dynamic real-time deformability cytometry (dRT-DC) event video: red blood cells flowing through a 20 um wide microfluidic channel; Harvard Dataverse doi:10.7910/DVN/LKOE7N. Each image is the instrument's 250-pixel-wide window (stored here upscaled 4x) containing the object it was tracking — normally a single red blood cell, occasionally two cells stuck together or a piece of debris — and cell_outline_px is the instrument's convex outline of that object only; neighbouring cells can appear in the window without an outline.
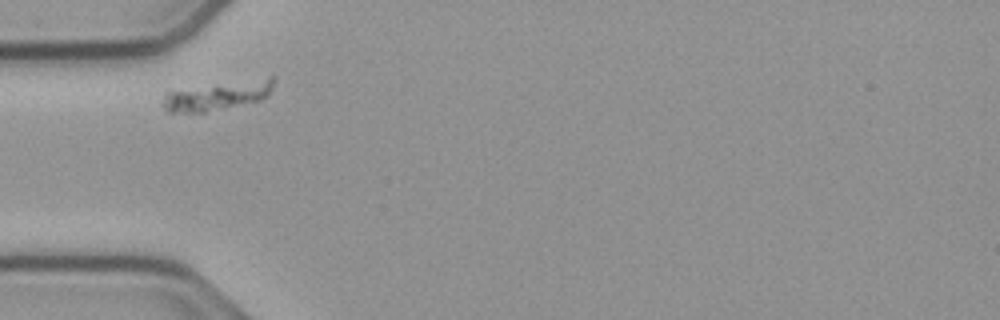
{"species": "common noctule bat (a hibernating species)", "species_latin": "Nyctalus noctula", "temperature_condition": "cold", "stored_images_in_passage": 33, "camera_frame_rate_fps": 3000, "um_per_image_px": 0.085, "animal": {"sex": "male", "body_mass_g": 23.1, "forearm_length_mm": 52.7}, "frame": {"image": 1, "passage_image": 3, "time_ms": 0.667, "image_size_px": [1000, 320], "cell_outline_px": [[276, 80], [268, 96], [260, 100], [224, 108], [204, 112], [168, 112], [160, 104], [164, 92], [268, 76], [276, 76]], "centroid_in_image_um": [18.51, 8.11], "position_along_channel_um": 66.5, "area_um2": 18.73}}
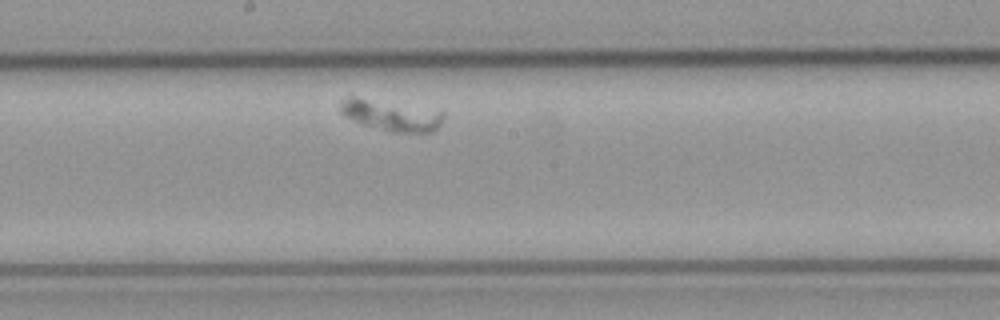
{"frame": {"image": 2, "passage_image": 16, "time_ms": 5.0, "image_size_px": [1000, 320], "cell_outline_px": [[444, 116], [440, 124], [432, 132], [392, 132], [364, 124], [352, 120], [344, 116], [340, 112], [340, 100], [348, 96], [352, 96], [444, 112]], "centroid_in_image_um": [33.18, 9.81], "position_along_channel_um": 215.0, "area_um2": 18.03}}
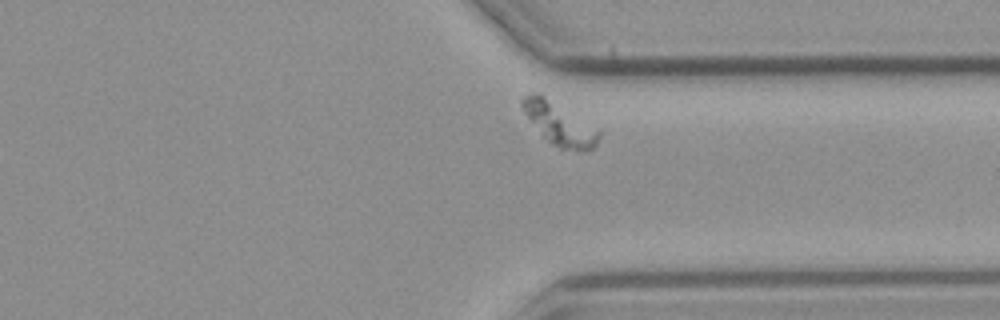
{"frame": {"image": 3, "passage_image": 29, "time_ms": 9.333, "image_size_px": [1000, 320], "cell_outline_px": [[600, 136], [596, 144], [592, 148], [560, 148], [552, 144], [544, 136], [524, 112], [520, 104], [520, 96], [532, 92], [536, 92], [544, 96], [600, 128]], "centroid_in_image_um": [47.54, 10.45], "position_along_channel_um": 363.9, "area_um2": 18.5}}